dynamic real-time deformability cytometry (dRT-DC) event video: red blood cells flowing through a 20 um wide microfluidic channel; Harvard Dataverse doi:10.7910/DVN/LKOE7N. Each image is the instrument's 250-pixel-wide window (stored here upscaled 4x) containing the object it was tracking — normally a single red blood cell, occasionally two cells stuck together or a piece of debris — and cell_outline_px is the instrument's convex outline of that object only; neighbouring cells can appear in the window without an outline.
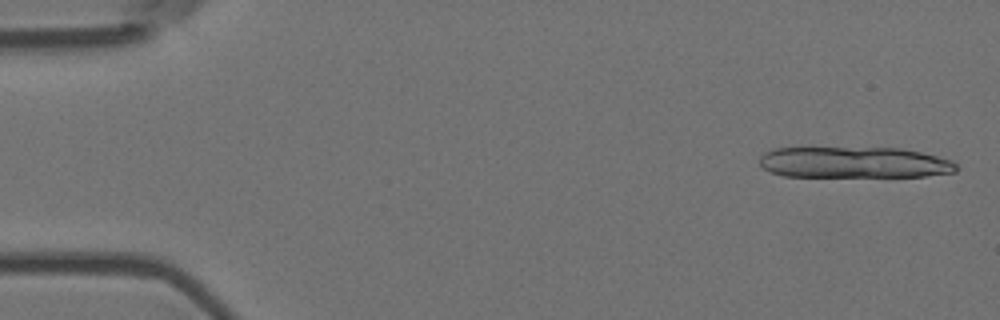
{"species": "Egyptian fruit bat (a non-hibernating species)", "species_latin": "Rousettus aegyptiacus", "temperature_condition": "room temperature", "stored_images_in_passage": 12, "camera_frame_rate_fps": 3000, "um_per_image_px": 0.085, "animal": {"sex": "female"}, "frame": {"image": 1, "passage_image": 2, "time_ms": 0.333, "image_size_px": [1000, 320], "cell_outline_px": [[960, 168], [956, 172], [924, 176], [784, 176], [772, 172], [764, 168], [760, 164], [760, 156], [764, 152], [776, 148], [900, 148], [920, 152], [952, 160]], "centroid_in_image_um": [72.63, 13.81], "position_along_channel_um": 12.4, "area_um2": 35.6}}